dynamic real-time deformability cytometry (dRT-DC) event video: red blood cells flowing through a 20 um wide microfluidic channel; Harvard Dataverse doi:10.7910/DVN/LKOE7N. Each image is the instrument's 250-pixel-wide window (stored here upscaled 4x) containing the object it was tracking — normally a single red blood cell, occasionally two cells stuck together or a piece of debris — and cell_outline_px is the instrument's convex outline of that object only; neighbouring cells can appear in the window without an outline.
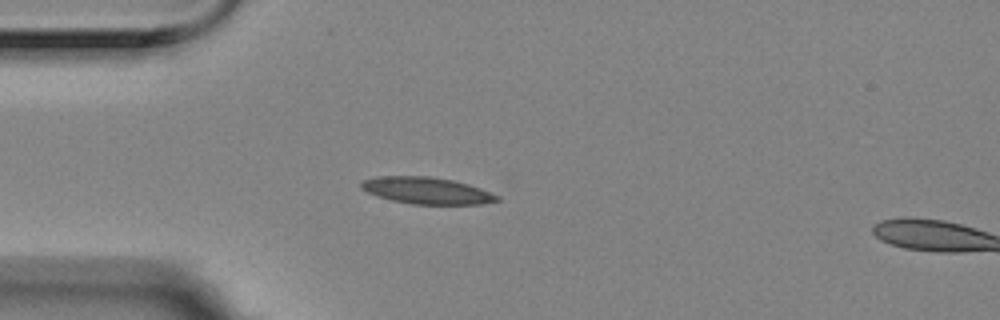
{"species": "Egyptian fruit bat (a non-hibernating species)", "species_latin": "Rousettus aegyptiacus", "temperature_condition": "room temperature", "stored_images_in_passage": 4, "camera_frame_rate_fps": 3000, "um_per_image_px": 0.085, "animal": {"sex": "female"}, "frame": {"image": 1, "passage_image": 3, "time_ms": 0.667, "image_size_px": [1000, 320], "cell_outline_px": [[500, 200], [484, 204], [412, 204], [392, 200], [368, 192], [360, 188], [360, 180], [376, 176], [428, 176], [452, 180], [468, 184], [480, 188], [500, 196]], "centroid_in_image_um": [36.27, 16.19], "position_along_channel_um": 48.7, "area_um2": 21.15}}